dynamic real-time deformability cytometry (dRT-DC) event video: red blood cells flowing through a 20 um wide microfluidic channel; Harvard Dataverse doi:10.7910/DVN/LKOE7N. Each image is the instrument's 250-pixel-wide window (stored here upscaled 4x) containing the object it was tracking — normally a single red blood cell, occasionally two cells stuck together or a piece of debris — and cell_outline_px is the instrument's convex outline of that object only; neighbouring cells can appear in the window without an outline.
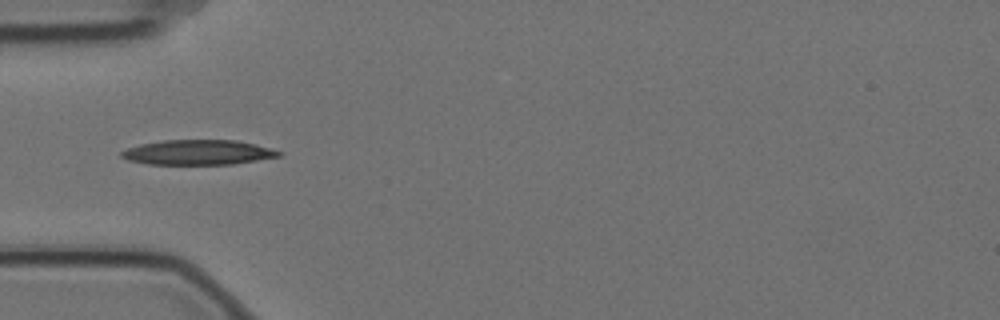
{"species": "Egyptian fruit bat (a non-hibernating species)", "species_latin": "Rousettus aegyptiacus", "temperature_condition": "cold", "stored_images_in_passage": 5, "camera_frame_rate_fps": 3000, "um_per_image_px": 0.085, "animal": {"sex": "female"}, "frame": {"image": 1, "passage_image": 4, "time_ms": 1.0, "image_size_px": [1000, 320], "cell_outline_px": [[284, 152], [280, 156], [232, 164], [148, 164], [128, 160], [120, 156], [120, 152], [128, 148], [140, 144], [164, 140], [236, 140], [256, 144], [272, 148]], "centroid_in_image_um": [16.85, 12.94], "position_along_channel_um": 68.2, "area_um2": 22.83}}
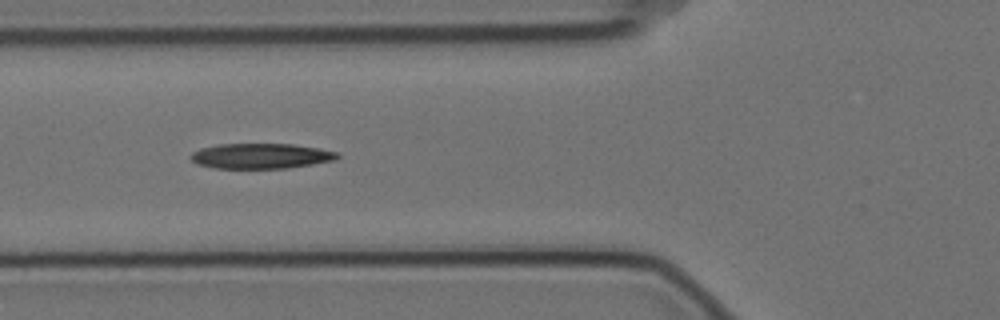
{"frame": {"image": 2, "passage_image": 5, "time_ms": 1.333, "image_size_px": [1000, 320], "cell_outline_px": [[340, 156], [336, 160], [288, 168], [212, 168], [196, 164], [188, 156], [192, 152], [200, 148], [216, 144], [292, 144], [320, 148], [336, 152]], "centroid_in_image_um": [22.14, 13.26], "position_along_channel_um": 103.7, "area_um2": 21.73}}